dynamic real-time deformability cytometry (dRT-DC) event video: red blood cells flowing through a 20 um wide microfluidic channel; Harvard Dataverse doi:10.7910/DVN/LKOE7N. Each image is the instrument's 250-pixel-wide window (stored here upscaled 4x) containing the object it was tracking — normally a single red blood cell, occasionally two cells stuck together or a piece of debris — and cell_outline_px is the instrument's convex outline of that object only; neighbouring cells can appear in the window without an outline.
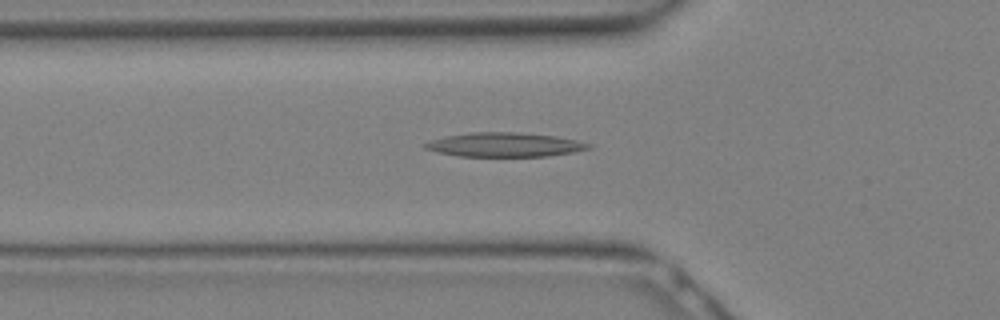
{"species": "Egyptian fruit bat (a non-hibernating species)", "species_latin": "Rousettus aegyptiacus", "temperature_condition": "warm", "stored_images_in_passage": 15, "camera_frame_rate_fps": 3000, "um_per_image_px": 0.085, "animal": {"sex": "female"}, "frame": {"image": 1, "passage_image": 9, "time_ms": 2.667, "image_size_px": [1000, 320], "cell_outline_px": [[592, 148], [572, 152], [548, 156], [456, 156], [424, 148], [424, 144], [432, 140], [444, 136], [472, 132], [516, 132], [556, 136], [576, 140], [592, 144]], "centroid_in_image_um": [42.92, 12.29], "position_along_channel_um": 82.9, "area_um2": 22.89}}
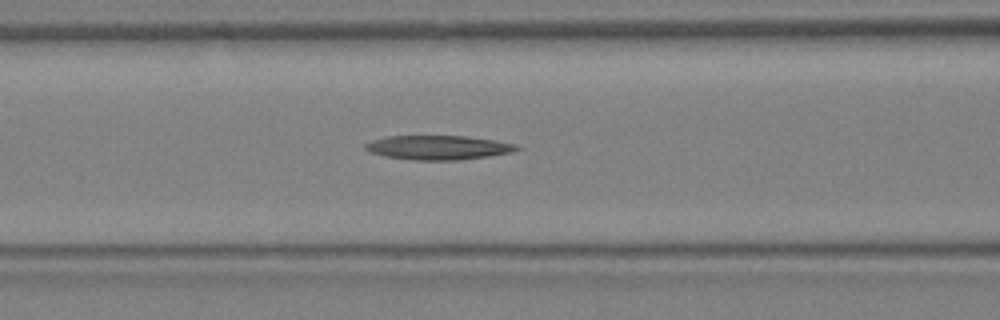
{"frame": {"image": 2, "passage_image": 11, "time_ms": 3.333, "image_size_px": [1000, 320], "cell_outline_px": [[520, 148], [512, 152], [488, 156], [460, 160], [412, 160], [384, 156], [372, 152], [364, 148], [364, 144], [372, 140], [388, 136], [464, 136], [496, 140], [516, 144]], "centroid_in_image_um": [37.25, 12.54], "position_along_channel_um": 129.4, "area_um2": 21.33}}
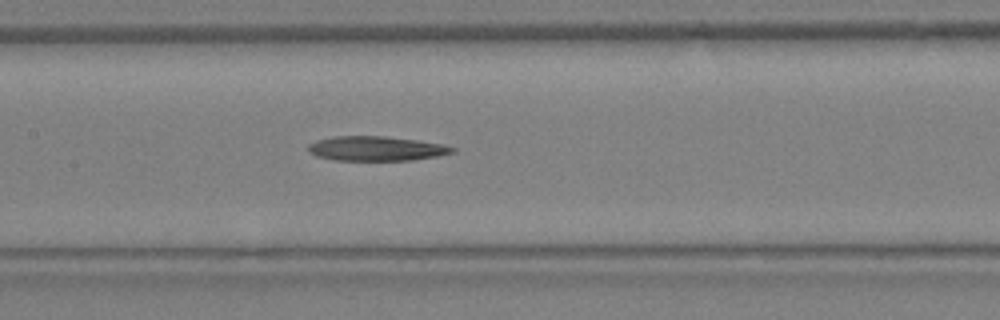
{"frame": {"image": 3, "passage_image": 13, "time_ms": 4.0, "image_size_px": [1000, 320], "cell_outline_px": [[456, 152], [440, 156], [412, 160], [332, 160], [316, 156], [308, 152], [308, 144], [316, 140], [332, 136], [384, 136], [416, 140], [444, 144], [456, 148]], "centroid_in_image_um": [31.98, 12.63], "position_along_channel_um": 175.4, "area_um2": 20.87}}